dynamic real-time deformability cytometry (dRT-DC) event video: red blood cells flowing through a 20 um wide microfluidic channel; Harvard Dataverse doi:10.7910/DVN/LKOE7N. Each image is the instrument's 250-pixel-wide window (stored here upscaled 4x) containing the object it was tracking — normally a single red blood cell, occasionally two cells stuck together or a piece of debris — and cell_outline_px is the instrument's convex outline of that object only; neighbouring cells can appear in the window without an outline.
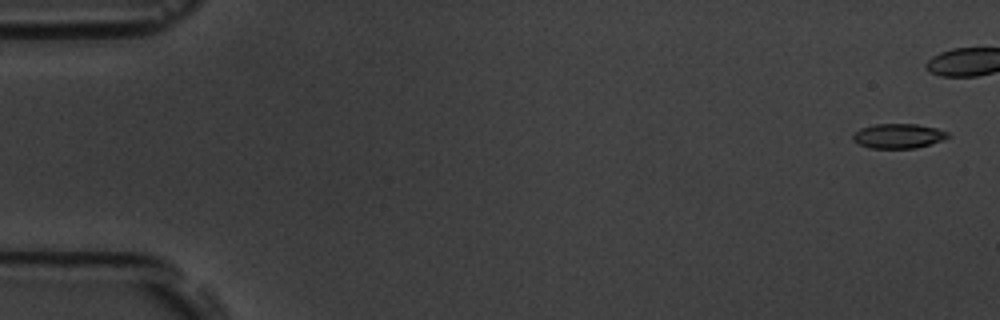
{"species": "common noctule bat (a hibernating species)", "species_latin": "Nyctalus noctula", "temperature_condition": "room temperature", "stored_images_in_passage": 43, "camera_frame_rate_fps": 3000, "um_per_image_px": 0.085, "animal": {"sex": "male", "body_mass_g": 19.5, "forearm_length_mm": 54.6}, "frame": {"image": 1, "passage_image": 2, "time_ms": 0.333, "image_size_px": [1000, 320], "cell_outline_px": [[952, 136], [944, 140], [916, 148], [868, 148], [852, 140], [852, 136], [860, 128], [872, 124], [916, 124], [936, 128], [948, 132]], "centroid_in_image_um": [76.38, 11.56], "position_along_channel_um": 8.6, "area_um2": 13.76}}
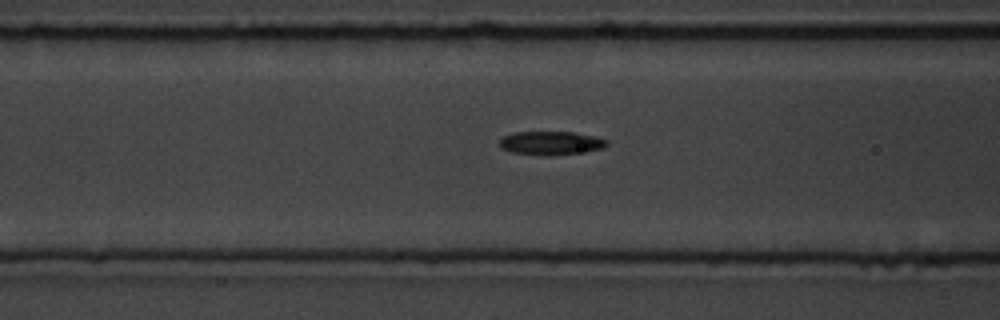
{"frame": {"image": 2, "passage_image": 22, "time_ms": 7.0, "image_size_px": [1000, 320], "cell_outline_px": [[608, 144], [604, 148], [548, 156], [508, 152], [500, 148], [500, 140], [504, 136], [512, 132], [572, 132], [592, 136], [608, 140]], "centroid_in_image_um": [46.76, 12.16], "position_along_channel_um": 119.8, "area_um2": 14.62}}
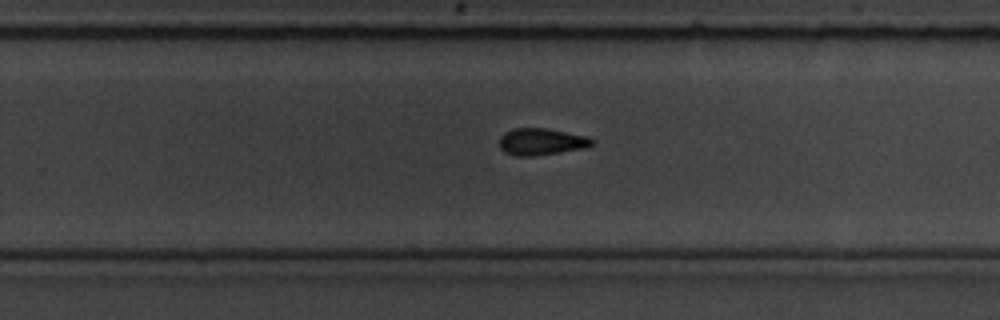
{"frame": {"image": 3, "passage_image": 35, "time_ms": 11.333, "image_size_px": [1000, 320], "cell_outline_px": [[596, 144], [588, 148], [532, 156], [516, 156], [504, 152], [500, 148], [500, 136], [504, 132], [516, 128], [544, 128], [588, 136], [596, 140]], "centroid_in_image_um": [46.07, 12.05], "position_along_channel_um": 283.7, "area_um2": 14.68}}